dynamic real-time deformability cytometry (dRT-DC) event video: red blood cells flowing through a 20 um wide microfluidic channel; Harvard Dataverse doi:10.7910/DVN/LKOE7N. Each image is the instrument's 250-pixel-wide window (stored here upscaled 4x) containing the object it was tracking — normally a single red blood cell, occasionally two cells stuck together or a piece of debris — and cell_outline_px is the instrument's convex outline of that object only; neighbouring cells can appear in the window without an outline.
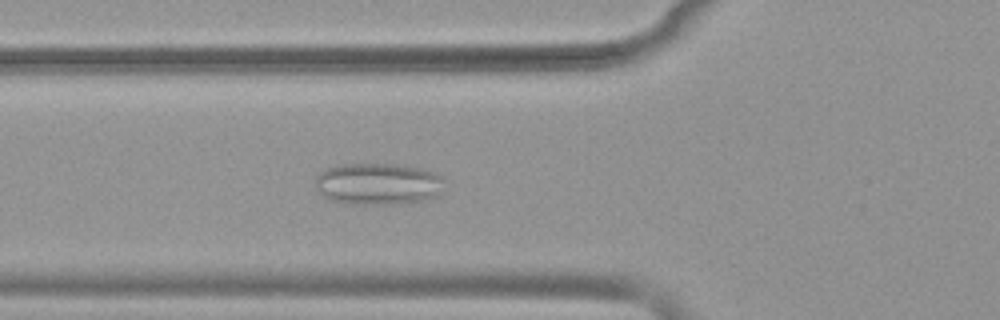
{"species": "common noctule bat (a hibernating species)", "species_latin": "Nyctalus noctula", "temperature_condition": "warm", "stored_images_in_passage": 47, "camera_frame_rate_fps": 3000, "um_per_image_px": 0.085, "animal": {"sex": "female", "body_mass_g": 19.9}, "frame": {"image": 1, "passage_image": 19, "time_ms": 6.0, "image_size_px": [1000, 320], "cell_outline_px": [[444, 180], [440, 196], [424, 200], [400, 204], [344, 204], [332, 200], [324, 196], [316, 188], [316, 176], [320, 172], [328, 168], [340, 164], [404, 164], [420, 168], [432, 172], [440, 176]], "centroid_in_image_um": [32.15, 15.64], "position_along_channel_um": 93.6, "area_um2": 31.73}}
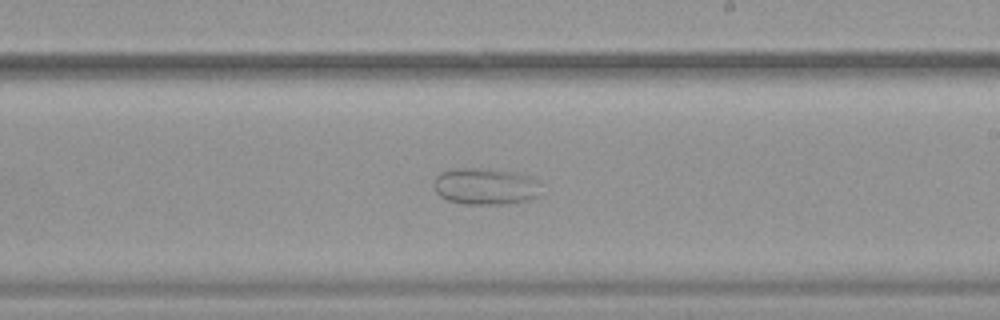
{"frame": {"image": 2, "passage_image": 31, "time_ms": 10.0, "image_size_px": [1000, 320], "cell_outline_px": [[540, 196], [528, 200], [504, 204], [464, 204], [448, 200], [440, 196], [436, 192], [436, 176], [440, 172], [448, 168], [488, 168], [516, 172], [528, 176], [536, 180], [540, 184]], "centroid_in_image_um": [41.28, 15.83], "position_along_channel_um": 247.7, "area_um2": 23.12}}
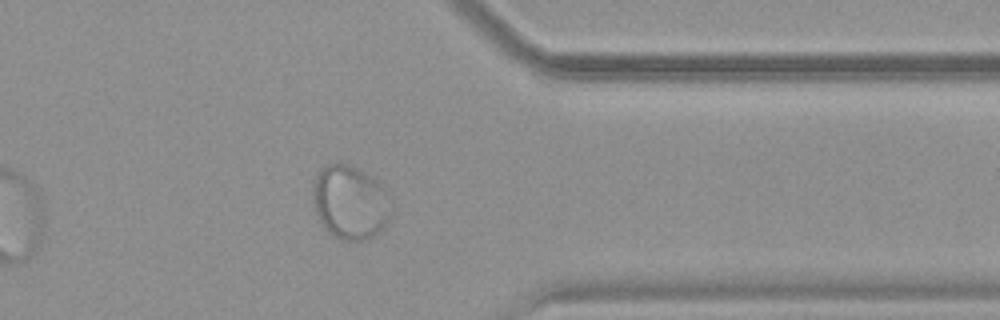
{"frame": {"image": 3, "passage_image": 42, "time_ms": 13.667, "image_size_px": [1000, 320], "cell_outline_px": [[388, 220], [384, 228], [376, 236], [368, 240], [344, 240], [328, 232], [324, 228], [316, 212], [312, 200], [312, 192], [316, 172], [324, 164], [336, 160], [348, 164], [368, 172], [384, 188], [388, 216]], "centroid_in_image_um": [29.69, 17.15], "position_along_channel_um": 381.7, "area_um2": 33.87}}